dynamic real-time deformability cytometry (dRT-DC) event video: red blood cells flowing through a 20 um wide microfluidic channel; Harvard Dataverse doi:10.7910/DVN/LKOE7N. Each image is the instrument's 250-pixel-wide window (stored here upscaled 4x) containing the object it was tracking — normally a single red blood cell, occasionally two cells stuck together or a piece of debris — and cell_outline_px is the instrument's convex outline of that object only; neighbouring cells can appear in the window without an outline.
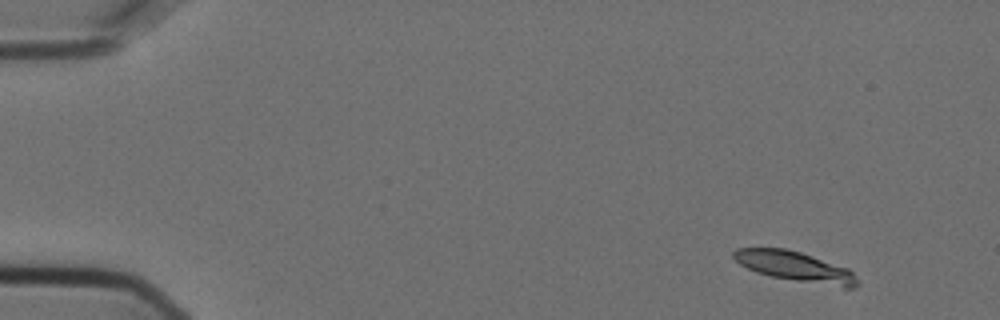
{"species": "Egyptian fruit bat (a non-hibernating species)", "species_latin": "Rousettus aegyptiacus", "temperature_condition": "cold", "stored_images_in_passage": 5, "camera_frame_rate_fps": 3000, "um_per_image_px": 0.085, "animal": {"sex": "female"}, "frame": {"image": 1, "passage_image": 1, "time_ms": 0.0, "image_size_px": [1000, 320], "cell_outline_px": [[860, 284], [856, 288], [844, 288], [772, 276], [756, 272], [740, 264], [732, 256], [732, 252], [736, 248], [784, 248], [800, 252], [848, 268], [852, 272]], "centroid_in_image_um": [67.6, 22.66], "position_along_channel_um": 17.4, "area_um2": 21.44}}